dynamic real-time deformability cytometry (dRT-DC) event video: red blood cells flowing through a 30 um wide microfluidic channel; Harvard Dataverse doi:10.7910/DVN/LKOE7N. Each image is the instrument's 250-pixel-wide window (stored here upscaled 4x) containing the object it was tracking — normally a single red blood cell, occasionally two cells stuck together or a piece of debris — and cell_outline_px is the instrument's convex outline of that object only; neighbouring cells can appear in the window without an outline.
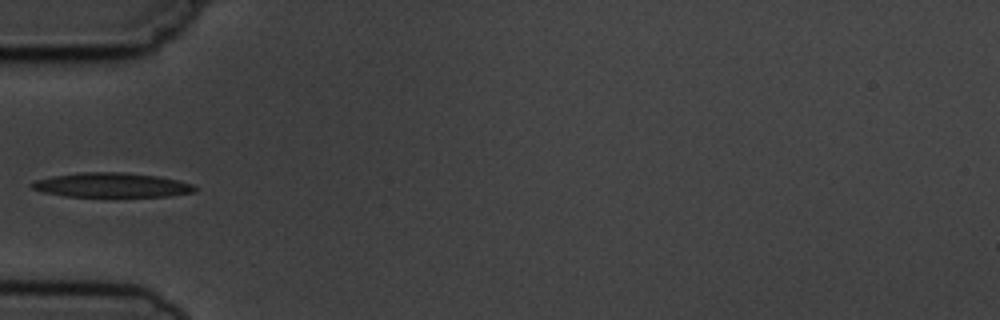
{"species": "common noctule bat (a hibernating species)", "species_latin": "Nyctalus noctula", "temperature_condition": "cold", "stored_images_in_passage": 5, "camera_frame_rate_fps": 3000, "um_per_image_px": 0.085, "animal": {"sex": "male", "body_mass_g": 19.5, "forearm_length_mm": 54.6}, "frame": {"image": 1, "passage_image": 5, "time_ms": 4.333, "image_size_px": [1000, 320], "cell_outline_px": [[196, 188], [192, 192], [168, 196], [64, 196], [44, 192], [32, 188], [28, 184], [36, 180], [52, 176], [84, 172], [124, 172], [156, 176], [176, 180], [192, 184]], "centroid_in_image_um": [9.44, 15.72], "position_along_channel_um": 75.6, "area_um2": 22.89}}